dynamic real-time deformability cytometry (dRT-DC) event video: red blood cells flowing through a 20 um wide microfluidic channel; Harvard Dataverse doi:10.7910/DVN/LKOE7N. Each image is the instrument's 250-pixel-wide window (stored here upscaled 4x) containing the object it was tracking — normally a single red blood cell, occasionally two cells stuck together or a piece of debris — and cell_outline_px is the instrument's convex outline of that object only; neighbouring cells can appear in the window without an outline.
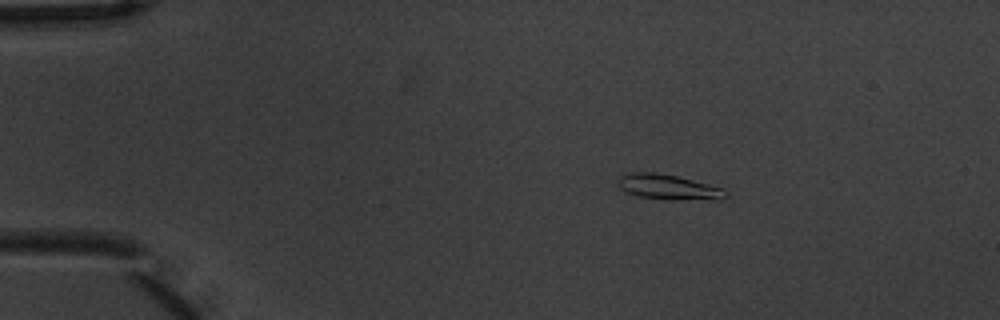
{"species": "common noctule bat (a hibernating species)", "species_latin": "Nyctalus noctula", "temperature_condition": "warm", "stored_images_in_passage": 4, "camera_frame_rate_fps": 3000, "um_per_image_px": 0.085, "animal": {"sex": "male", "body_mass_g": 20.1, "forearm_length_mm": 53.5}, "frame": {"image": 1, "passage_image": 2, "time_ms": 0.333, "image_size_px": [1000, 320], "cell_outline_px": [[728, 196], [720, 200], [716, 200], [640, 196], [628, 192], [620, 188], [620, 176], [632, 172], [656, 172], [676, 176], [724, 188], [728, 192]], "centroid_in_image_um": [56.9, 15.87], "position_along_channel_um": 28.1, "area_um2": 15.09}}